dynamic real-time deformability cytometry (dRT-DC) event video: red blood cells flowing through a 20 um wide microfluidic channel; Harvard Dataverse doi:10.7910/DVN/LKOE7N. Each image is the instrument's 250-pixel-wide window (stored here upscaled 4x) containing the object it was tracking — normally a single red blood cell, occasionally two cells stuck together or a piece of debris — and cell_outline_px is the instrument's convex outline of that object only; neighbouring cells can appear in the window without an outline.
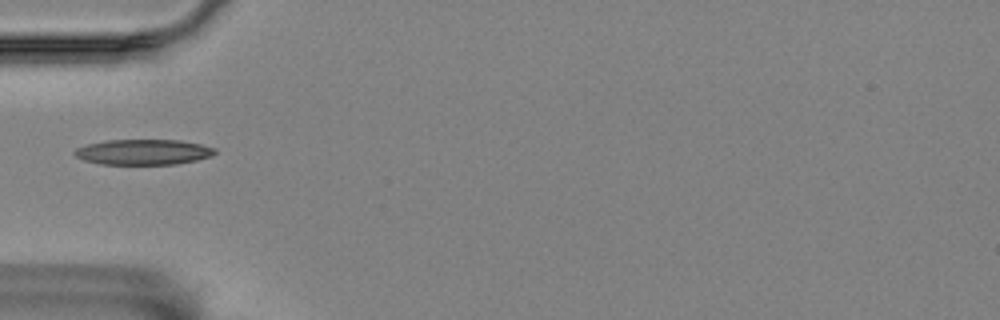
{"species": "Egyptian fruit bat (a non-hibernating species)", "species_latin": "Rousettus aegyptiacus", "temperature_condition": "room temperature", "stored_images_in_passage": 34, "camera_frame_rate_fps": 3000, "um_per_image_px": 0.085, "animal": {"sex": "female"}, "frame": {"image": 1, "passage_image": 1, "time_ms": 0.0, "image_size_px": [1000, 320], "cell_outline_px": [[216, 152], [212, 156], [196, 160], [176, 164], [100, 164], [84, 160], [76, 156], [72, 152], [76, 148], [88, 144], [104, 140], [180, 140], [200, 144], [216, 148]], "centroid_in_image_um": [12.18, 12.92], "position_along_channel_um": 72.8, "area_um2": 20.81}}
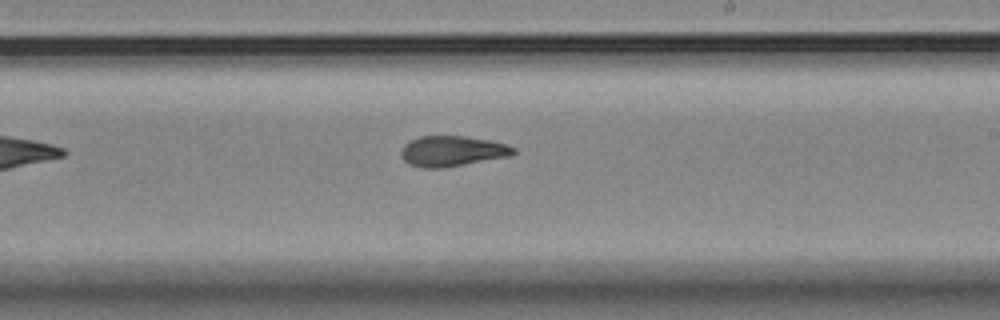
{"frame": {"image": 2, "passage_image": 16, "time_ms": 5.0, "image_size_px": [1000, 320], "cell_outline_px": [[516, 152], [512, 156], [444, 168], [420, 168], [408, 164], [404, 160], [400, 152], [404, 144], [420, 136], [464, 136], [488, 140], [504, 144], [516, 148]], "centroid_in_image_um": [38.44, 12.86], "position_along_channel_um": 250.6, "area_um2": 20.06}}
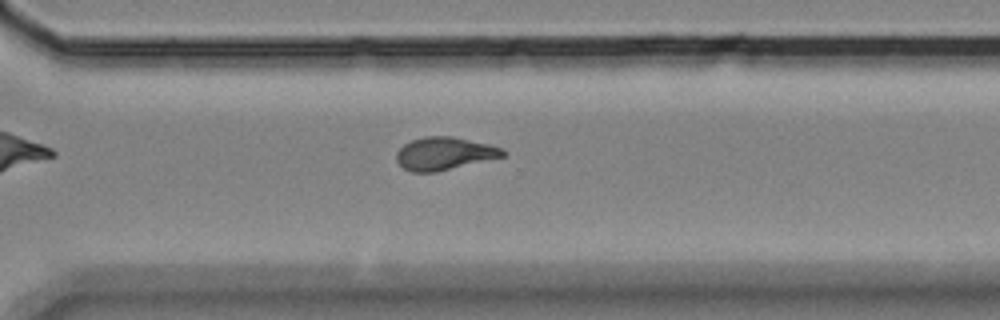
{"frame": {"image": 3, "passage_image": 23, "time_ms": 7.333, "image_size_px": [1000, 320], "cell_outline_px": [[508, 152], [504, 156], [436, 172], [412, 172], [404, 168], [396, 160], [396, 152], [404, 144], [412, 140], [424, 136], [452, 136], [488, 144], [500, 148]], "centroid_in_image_um": [37.75, 13.05], "position_along_channel_um": 332.9, "area_um2": 20.17}}